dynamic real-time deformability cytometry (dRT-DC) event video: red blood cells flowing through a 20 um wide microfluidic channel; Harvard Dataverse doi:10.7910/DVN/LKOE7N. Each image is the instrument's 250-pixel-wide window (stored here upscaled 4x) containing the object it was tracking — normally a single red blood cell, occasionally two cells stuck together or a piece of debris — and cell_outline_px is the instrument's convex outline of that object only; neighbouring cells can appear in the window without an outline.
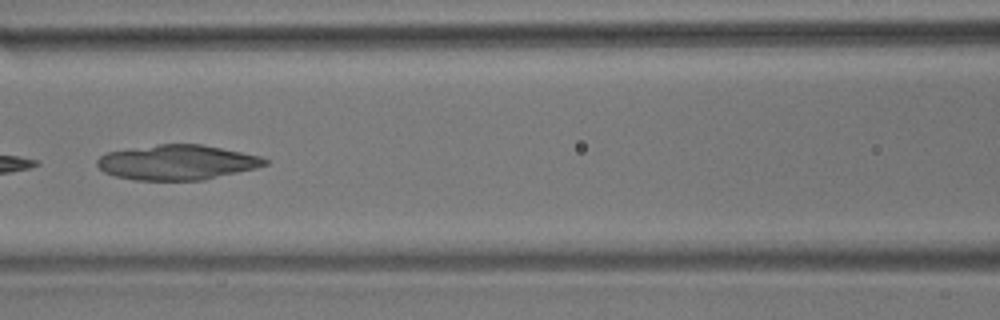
{"species": "common noctule bat (a hibernating species)", "species_latin": "Nyctalus noctula", "temperature_condition": "room temperature", "stored_images_in_passage": 9, "camera_frame_rate_fps": 3000, "um_per_image_px": 0.085, "animal": {"sex": "male", "body_mass_g": 17.9}, "frame": {"image": 1, "passage_image": 8, "time_ms": 8.0, "image_size_px": [1000, 320], "cell_outline_px": [[268, 164], [256, 168], [204, 180], [132, 180], [116, 176], [104, 172], [96, 164], [96, 160], [100, 156], [108, 152], [156, 144], [204, 144], [260, 156], [268, 160]], "centroid_in_image_um": [15.06, 13.8], "position_along_channel_um": 151.5, "area_um2": 34.22}}
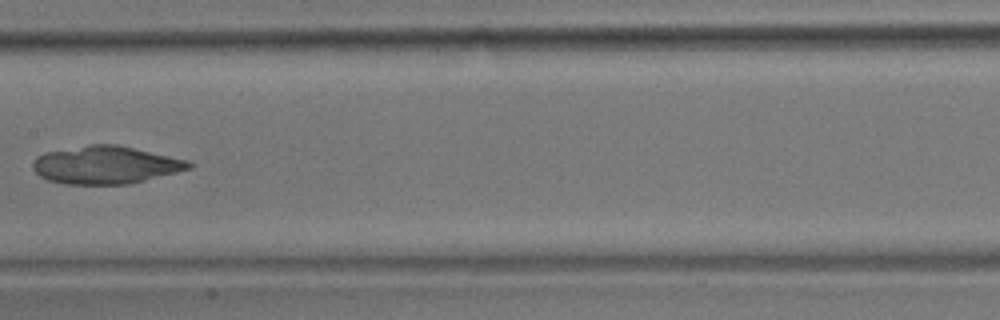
{"frame": {"image": 2, "passage_image": 9, "time_ms": 9.333, "image_size_px": [1000, 320], "cell_outline_px": [[192, 168], [128, 184], [64, 184], [48, 180], [40, 176], [32, 168], [32, 160], [36, 156], [44, 152], [92, 144], [116, 144], [188, 160], [192, 164]], "centroid_in_image_um": [8.93, 14.02], "position_along_channel_um": 198.5, "area_um2": 34.22}}